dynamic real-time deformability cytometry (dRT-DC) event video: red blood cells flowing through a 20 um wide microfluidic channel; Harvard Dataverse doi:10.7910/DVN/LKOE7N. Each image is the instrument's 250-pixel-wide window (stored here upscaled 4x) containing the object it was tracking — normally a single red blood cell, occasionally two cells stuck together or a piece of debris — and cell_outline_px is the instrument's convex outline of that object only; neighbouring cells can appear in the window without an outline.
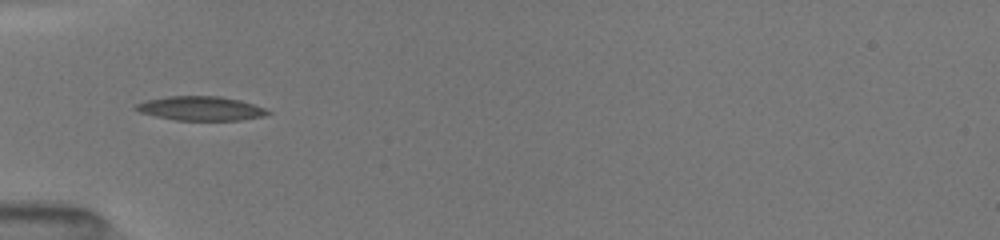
{"species": "common noctule bat (a hibernating species)", "species_latin": "Nyctalus noctula", "temperature_condition": "room temperature", "stored_images_in_passage": 10, "camera_frame_rate_fps": 3000, "um_per_image_px": 0.085, "animal": {"sex": "female", "body_mass_g": 19.5, "forearm_length_mm": 54.1}, "frame": {"image": 1, "passage_image": 9, "time_ms": 5.333, "image_size_px": [1000, 240], "cell_outline_px": [[272, 112], [264, 116], [240, 120], [176, 120], [156, 116], [140, 112], [132, 108], [136, 104], [144, 100], [168, 96], [220, 96], [240, 100], [264, 108]], "centroid_in_image_um": [17.03, 9.21], "position_along_channel_um": 68.0, "area_um2": 18.55}}